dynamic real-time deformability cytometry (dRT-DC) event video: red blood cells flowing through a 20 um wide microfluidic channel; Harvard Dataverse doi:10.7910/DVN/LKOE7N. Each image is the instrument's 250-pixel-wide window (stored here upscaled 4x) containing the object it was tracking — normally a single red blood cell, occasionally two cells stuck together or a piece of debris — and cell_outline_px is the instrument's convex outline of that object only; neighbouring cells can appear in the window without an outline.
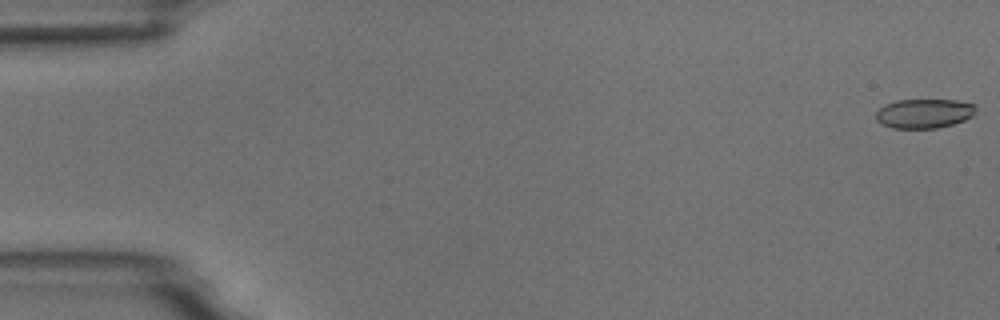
{"species": "common noctule bat (a hibernating species)", "species_latin": "Nyctalus noctula", "temperature_condition": "room temperature", "stored_images_in_passage": 6, "camera_frame_rate_fps": 3000, "um_per_image_px": 0.085, "animal": {"sex": "male", "body_mass_g": 18.8}, "frame": {"image": 1, "passage_image": 1, "time_ms": 0.0, "image_size_px": [1000, 320], "cell_outline_px": [[976, 108], [972, 116], [964, 120], [952, 124], [936, 128], [892, 128], [880, 124], [876, 120], [876, 112], [884, 104], [896, 100], [956, 100], [976, 104]], "centroid_in_image_um": [78.53, 9.64], "position_along_channel_um": 6.5, "area_um2": 17.17}}
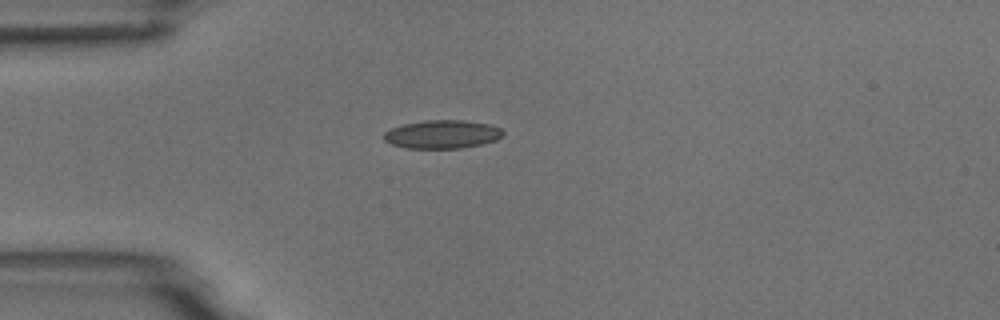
{"frame": {"image": 2, "passage_image": 5, "time_ms": 4.667, "image_size_px": [1000, 320], "cell_outline_px": [[504, 136], [496, 140], [480, 144], [460, 148], [404, 148], [392, 144], [384, 140], [384, 132], [392, 128], [404, 124], [424, 120], [464, 120], [488, 124], [500, 128], [504, 132]], "centroid_in_image_um": [37.6, 11.41], "position_along_channel_um": 47.4, "area_um2": 19.65}}